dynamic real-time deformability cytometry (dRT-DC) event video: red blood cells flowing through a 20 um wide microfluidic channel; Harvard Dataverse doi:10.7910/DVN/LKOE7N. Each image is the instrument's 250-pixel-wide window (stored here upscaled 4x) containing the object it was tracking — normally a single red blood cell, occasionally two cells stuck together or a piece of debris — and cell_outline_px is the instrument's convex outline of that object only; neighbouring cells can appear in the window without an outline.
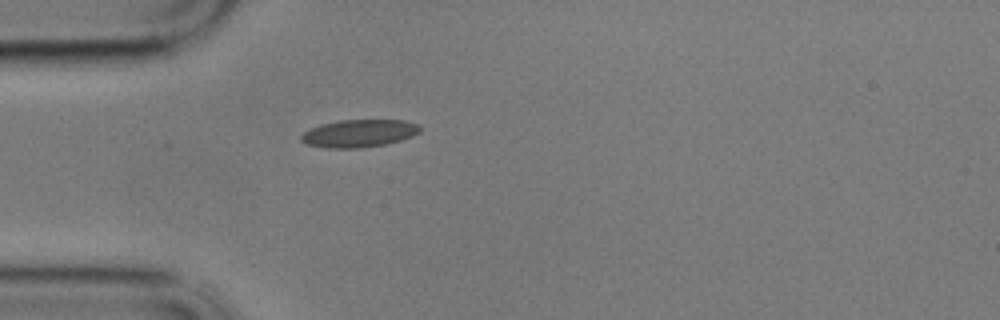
{"species": "common noctule bat (a hibernating species)", "species_latin": "Nyctalus noctula", "temperature_condition": "cold", "stored_images_in_passage": 43, "camera_frame_rate_fps": 3000, "um_per_image_px": 0.085, "animal": {"sex": "male", "body_mass_g": 17.9}, "frame": {"image": 1, "passage_image": 1, "time_ms": 0.0, "image_size_px": [1000, 320], "cell_outline_px": [[420, 132], [412, 136], [388, 144], [360, 148], [328, 148], [308, 144], [300, 140], [300, 136], [304, 132], [320, 124], [340, 120], [404, 120], [416, 124], [420, 128]], "centroid_in_image_um": [30.52, 11.34], "position_along_channel_um": 54.5, "area_um2": 19.07}}
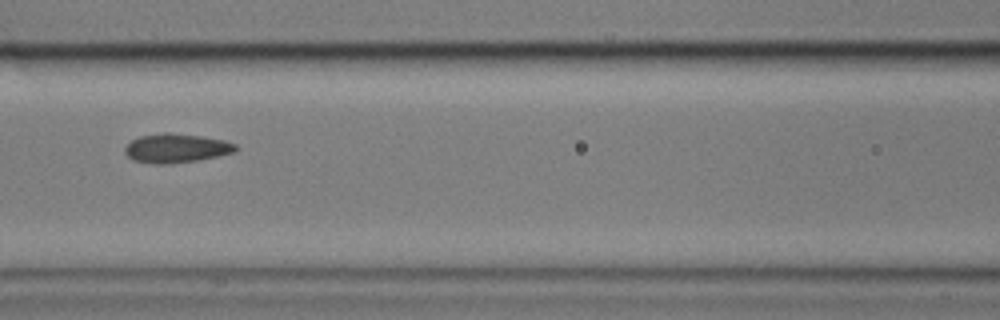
{"frame": {"image": 2, "passage_image": 10, "time_ms": 3.0, "image_size_px": [1000, 320], "cell_outline_px": [[236, 152], [196, 160], [168, 164], [152, 164], [132, 160], [124, 152], [124, 148], [132, 140], [140, 136], [164, 132], [172, 132], [200, 136], [224, 140], [236, 144]], "centroid_in_image_um": [14.95, 12.59], "position_along_channel_um": 151.7, "area_um2": 18.73}}
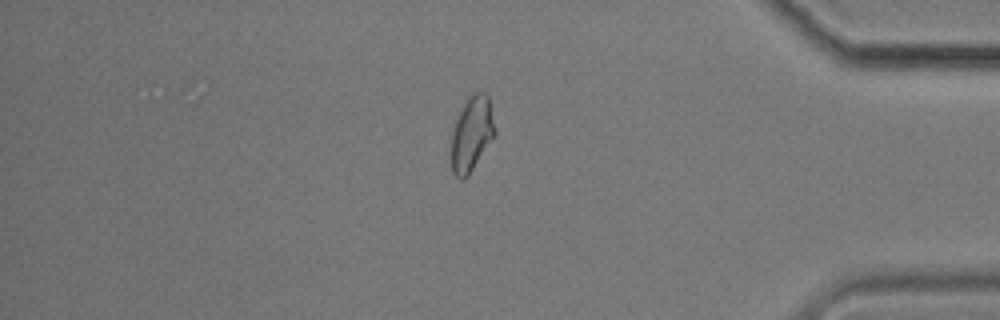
{"frame": {"image": 3, "passage_image": 34, "time_ms": 11.0, "image_size_px": [1000, 320], "cell_outline_px": [[496, 136], [468, 176], [464, 180], [460, 180], [452, 172], [452, 132], [456, 120], [464, 104], [476, 92], [484, 92], [488, 96], [496, 132]], "centroid_in_image_um": [40.12, 11.44], "position_along_channel_um": 395.1, "area_um2": 18.84}, "authors_computed_cell_mechanics": {"area_um2": 18.5538, "velocity_mm_per_s": 3.4202, "shape_relaxation_time_tau1_ms": 3.6441, "shape_relaxation_time_tau2_ms": 1.5668, "deformation_change_tau1": 0.1235, "deformation_change_tau2": 0.0629}}